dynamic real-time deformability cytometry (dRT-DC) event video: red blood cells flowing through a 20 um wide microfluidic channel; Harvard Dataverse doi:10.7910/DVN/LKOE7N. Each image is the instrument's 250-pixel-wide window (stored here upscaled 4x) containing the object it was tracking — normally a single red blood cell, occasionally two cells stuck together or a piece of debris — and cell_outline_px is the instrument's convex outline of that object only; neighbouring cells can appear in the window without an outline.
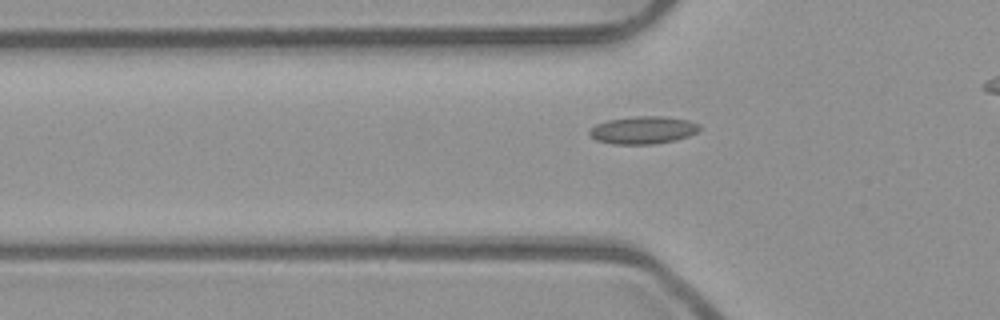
{"species": "common noctule bat (a hibernating species)", "species_latin": "Nyctalus noctula", "temperature_condition": "room temperature", "stored_images_in_passage": 40, "camera_frame_rate_fps": 3000, "um_per_image_px": 0.085, "animal": {"sex": "male", "body_mass_g": 23.1, "forearm_length_mm": 52.7}, "frame": {"image": 1, "passage_image": 12, "time_ms": 3.667, "image_size_px": [1000, 320], "cell_outline_px": [[700, 128], [696, 132], [688, 136], [676, 140], [656, 144], [612, 144], [596, 140], [588, 132], [596, 124], [608, 120], [636, 116], [664, 116], [688, 120], [700, 124]], "centroid_in_image_um": [54.68, 11.06], "position_along_channel_um": 71.1, "area_um2": 17.69}}
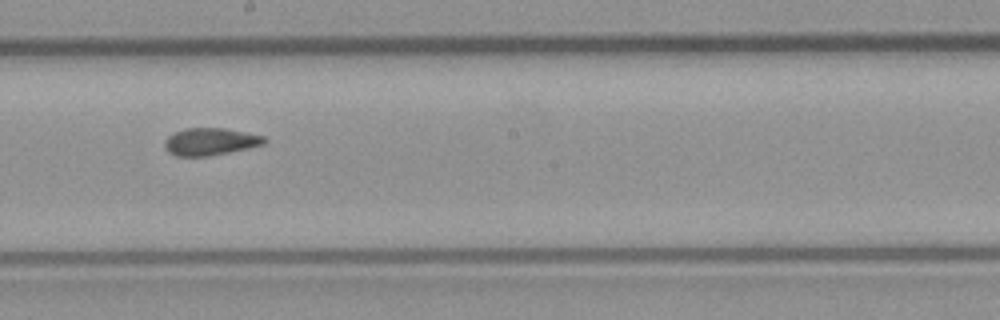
{"frame": {"image": 2, "passage_image": 24, "time_ms": 7.667, "image_size_px": [1000, 320], "cell_outline_px": [[268, 140], [264, 144], [248, 148], [208, 156], [176, 156], [168, 152], [164, 144], [164, 140], [168, 136], [184, 128], [224, 128], [264, 136]], "centroid_in_image_um": [17.86, 12.04], "position_along_channel_um": 230.3, "area_um2": 15.78}}
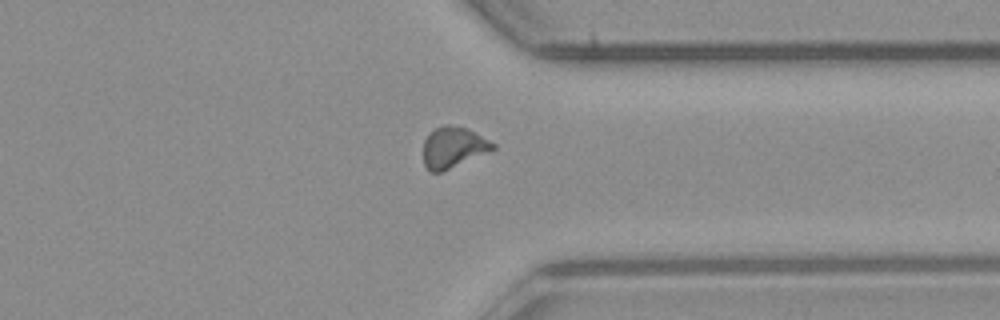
{"frame": {"image": 3, "passage_image": 35, "time_ms": 11.333, "image_size_px": [1000, 320], "cell_outline_px": [[496, 148], [440, 172], [432, 172], [424, 164], [424, 140], [436, 128], [444, 124], [448, 124], [464, 128], [496, 144]], "centroid_in_image_um": [38.5, 12.52], "position_along_channel_um": 372.9, "area_um2": 15.9}, "authors_computed_cell_mechanics": {"area_um2": 16.0684, "velocity_mm_per_s": 3.9455, "shape_relaxation_time_tau1_ms": null, "shape_relaxation_time_tau2_ms": 2.2985, "deformation_change_tau1": null, "deformation_change_tau2": 0.0667}}